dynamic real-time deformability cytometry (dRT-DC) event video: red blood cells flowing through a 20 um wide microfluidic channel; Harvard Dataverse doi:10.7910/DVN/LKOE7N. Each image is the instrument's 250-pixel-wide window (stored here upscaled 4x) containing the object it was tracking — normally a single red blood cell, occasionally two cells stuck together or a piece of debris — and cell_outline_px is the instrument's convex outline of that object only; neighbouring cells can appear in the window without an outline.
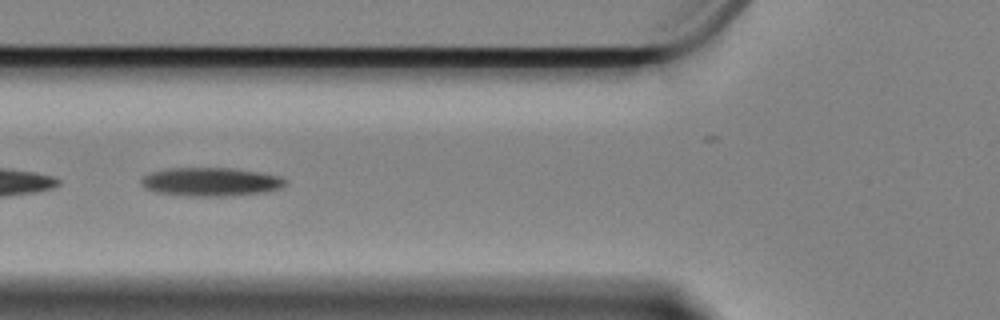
{"species": "Egyptian fruit bat (a non-hibernating species)", "species_latin": "Rousettus aegyptiacus", "temperature_condition": "cold", "stored_images_in_passage": 37, "camera_frame_rate_fps": 3000, "um_per_image_px": 0.085, "animal": {"sex": "female"}, "frame": {"image": 1, "passage_image": 6, "time_ms": 1.667, "image_size_px": [1000, 320], "cell_outline_px": [[288, 184], [280, 188], [268, 192], [232, 196], [184, 196], [156, 192], [144, 188], [140, 180], [144, 176], [152, 172], [168, 168], [232, 168], [280, 176]], "centroid_in_image_um": [17.92, 15.47], "position_along_channel_um": 107.9, "area_um2": 24.1}}
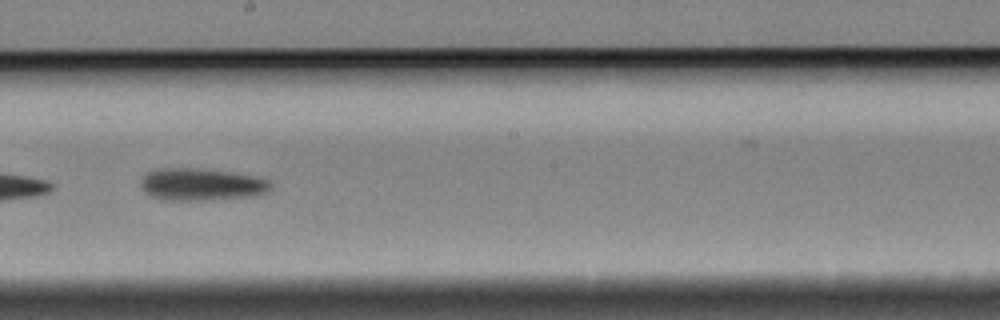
{"frame": {"image": 2, "passage_image": 17, "time_ms": 5.333, "image_size_px": [1000, 320], "cell_outline_px": [[272, 184], [268, 192], [256, 196], [204, 200], [164, 200], [152, 196], [144, 192], [140, 184], [144, 176], [148, 172], [160, 168], [196, 168], [228, 172], [256, 176], [268, 180]], "centroid_in_image_um": [17.13, 15.68], "position_along_channel_um": 231.1, "area_um2": 24.39}}